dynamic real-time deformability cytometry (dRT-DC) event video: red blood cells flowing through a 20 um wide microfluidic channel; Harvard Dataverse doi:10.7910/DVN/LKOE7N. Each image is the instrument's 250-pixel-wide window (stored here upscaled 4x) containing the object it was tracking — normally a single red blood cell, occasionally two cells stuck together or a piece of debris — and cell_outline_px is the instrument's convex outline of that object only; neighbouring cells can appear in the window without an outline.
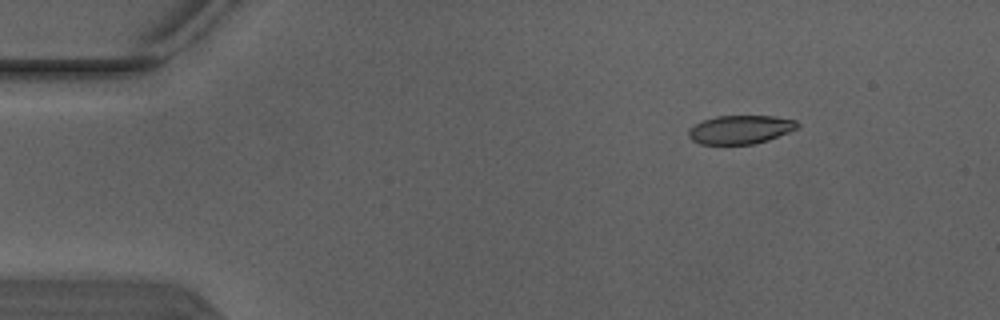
{"species": "Egyptian fruit bat (a non-hibernating species)", "species_latin": "Rousettus aegyptiacus", "temperature_condition": "warm", "stored_images_in_passage": 3, "camera_frame_rate_fps": 3000, "um_per_image_px": 0.085, "animal": {"sex": "male"}, "frame": {"image": 1, "passage_image": 1, "time_ms": 0.0, "image_size_px": [1000, 320], "cell_outline_px": [[800, 128], [768, 140], [752, 144], [700, 144], [692, 140], [688, 136], [688, 128], [692, 124], [716, 116], [772, 116], [796, 120], [800, 124]], "centroid_in_image_um": [62.93, 11.01], "position_along_channel_um": 22.1, "area_um2": 18.32}}